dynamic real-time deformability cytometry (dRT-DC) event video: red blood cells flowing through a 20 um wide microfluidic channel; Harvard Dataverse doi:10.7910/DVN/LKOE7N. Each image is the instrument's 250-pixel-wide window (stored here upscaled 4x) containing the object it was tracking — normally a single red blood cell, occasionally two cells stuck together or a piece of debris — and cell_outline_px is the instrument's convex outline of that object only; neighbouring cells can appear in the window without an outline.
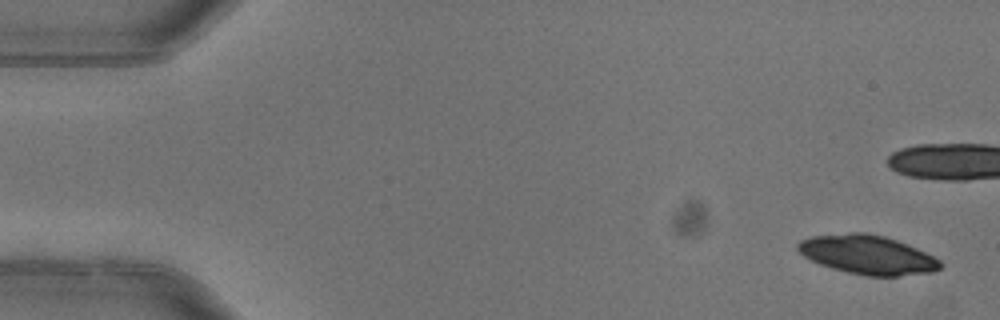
{"species": "common noctule bat (a hibernating species)", "species_latin": "Nyctalus noctula", "temperature_condition": "warm", "stored_images_in_passage": 6, "camera_frame_rate_fps": 3000, "um_per_image_px": 0.085, "animal": {"sex": "female"}, "frame": {"image": 1, "passage_image": 1, "time_ms": 0.0, "image_size_px": [1000, 320], "cell_outline_px": [[944, 264], [940, 268], [932, 272], [900, 276], [864, 276], [832, 268], [820, 264], [804, 256], [796, 248], [796, 244], [800, 240], [812, 236], [852, 232], [868, 232], [884, 236], [896, 240], [916, 248], [940, 260]], "centroid_in_image_um": [73.73, 21.65], "position_along_channel_um": 11.3, "area_um2": 32.37}}